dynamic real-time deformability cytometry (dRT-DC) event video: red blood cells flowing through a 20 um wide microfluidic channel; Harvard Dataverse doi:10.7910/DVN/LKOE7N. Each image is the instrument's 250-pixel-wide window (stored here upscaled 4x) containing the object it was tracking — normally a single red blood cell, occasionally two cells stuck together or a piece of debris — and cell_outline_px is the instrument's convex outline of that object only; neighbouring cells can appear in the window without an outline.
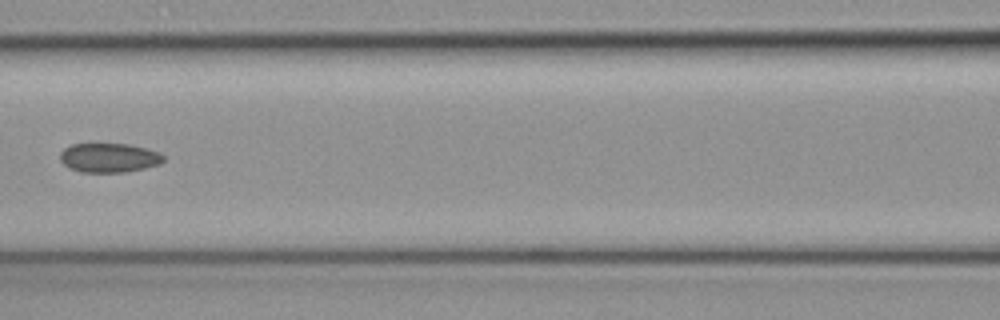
{"species": "common noctule bat (a hibernating species)", "species_latin": "Nyctalus noctula", "temperature_condition": "cold", "stored_images_in_passage": 4, "camera_frame_rate_fps": 3000, "um_per_image_px": 0.085, "animal": {"sex": "female", "body_mass_g": 19.3, "forearm_length_mm": 54.1}, "frame": {"image": 1, "passage_image": 4, "time_ms": 1.0, "image_size_px": [1000, 320], "cell_outline_px": [[164, 160], [160, 164], [144, 168], [124, 172], [80, 172], [68, 168], [60, 160], [60, 152], [64, 148], [72, 144], [128, 144], [160, 152], [164, 156]], "centroid_in_image_um": [9.25, 13.41], "position_along_channel_um": 157.3, "area_um2": 17.63}}